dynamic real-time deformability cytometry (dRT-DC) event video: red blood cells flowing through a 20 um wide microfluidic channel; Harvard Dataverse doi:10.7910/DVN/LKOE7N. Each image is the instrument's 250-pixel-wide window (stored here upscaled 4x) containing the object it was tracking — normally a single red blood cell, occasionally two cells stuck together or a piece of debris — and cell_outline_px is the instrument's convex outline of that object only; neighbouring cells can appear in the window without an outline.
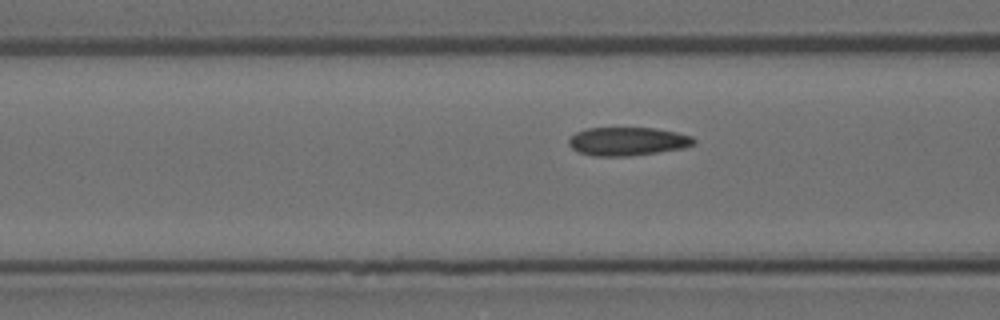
{"species": "Egyptian fruit bat (a non-hibernating species)", "species_latin": "Rousettus aegyptiacus", "temperature_condition": "room temperature", "stored_images_in_passage": 12, "camera_frame_rate_fps": 3000, "um_per_image_px": 0.085, "animal": {"sex": "female"}, "frame": {"image": 1, "passage_image": 10, "time_ms": 3.0, "image_size_px": [1000, 320], "cell_outline_px": [[696, 144], [684, 148], [628, 156], [592, 156], [580, 152], [572, 148], [568, 144], [568, 140], [576, 132], [588, 128], [656, 128], [676, 132], [692, 136], [696, 140]], "centroid_in_image_um": [53.36, 12.01], "position_along_channel_um": 113.2, "area_um2": 20.69}}